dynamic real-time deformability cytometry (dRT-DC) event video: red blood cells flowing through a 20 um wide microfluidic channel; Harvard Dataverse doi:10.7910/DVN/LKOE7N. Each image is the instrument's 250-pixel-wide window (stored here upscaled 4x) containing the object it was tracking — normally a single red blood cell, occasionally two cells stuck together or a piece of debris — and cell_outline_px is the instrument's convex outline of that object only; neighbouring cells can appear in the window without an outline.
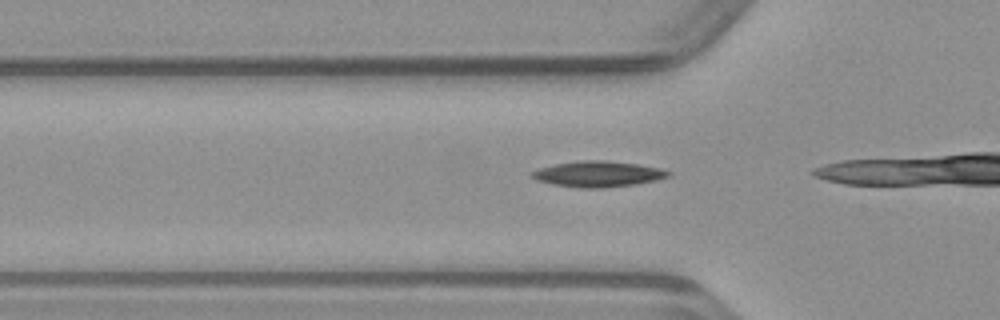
{"species": "common noctule bat (a hibernating species)", "species_latin": "Nyctalus noctula", "temperature_condition": "warm", "stored_images_in_passage": 7, "camera_frame_rate_fps": 3000, "um_per_image_px": 0.085, "animal": {"sex": "male", "body_mass_g": 23.1, "forearm_length_mm": 52.7}, "frame": {"image": 1, "passage_image": 3, "time_ms": 0.667, "image_size_px": [1000, 320], "cell_outline_px": [[672, 172], [668, 176], [656, 180], [632, 184], [600, 188], [584, 188], [556, 184], [540, 180], [532, 176], [528, 172], [540, 168], [556, 164], [580, 160], [608, 160], [636, 164], [660, 168]], "centroid_in_image_um": [50.85, 14.77], "position_along_channel_um": 75.0, "area_um2": 20.06}}
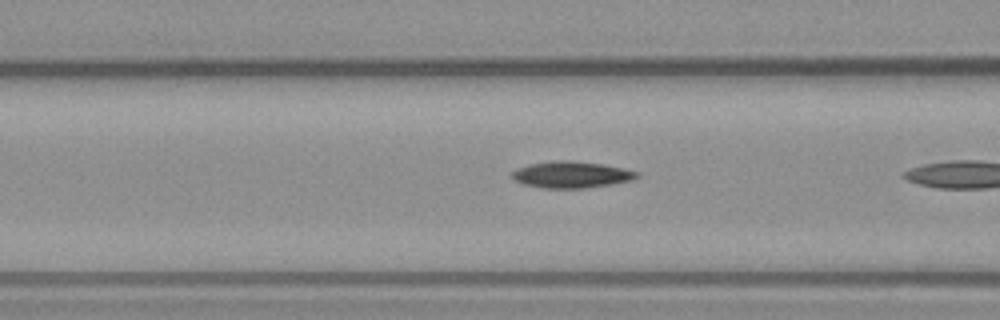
{"frame": {"image": 2, "passage_image": 6, "time_ms": 1.667, "image_size_px": [1000, 320], "cell_outline_px": [[640, 176], [632, 180], [612, 184], [584, 188], [544, 188], [524, 184], [508, 176], [516, 168], [528, 164], [556, 160], [572, 160], [604, 164], [624, 168], [640, 172]], "centroid_in_image_um": [48.57, 14.83], "position_along_channel_um": 118.0, "area_um2": 19.54}}